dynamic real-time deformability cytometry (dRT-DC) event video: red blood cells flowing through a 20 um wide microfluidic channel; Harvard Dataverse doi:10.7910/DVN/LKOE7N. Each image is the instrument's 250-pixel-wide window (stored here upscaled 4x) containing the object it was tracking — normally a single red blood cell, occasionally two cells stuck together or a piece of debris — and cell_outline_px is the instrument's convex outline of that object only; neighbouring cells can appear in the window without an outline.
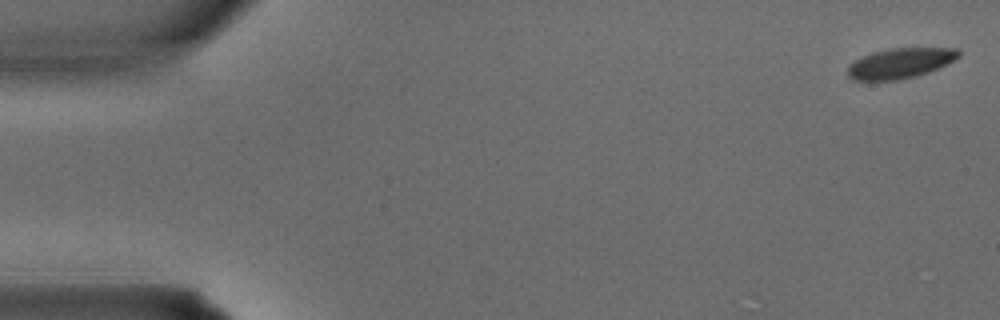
{"species": "common noctule bat (a hibernating species)", "species_latin": "Nyctalus noctula", "temperature_condition": "warm", "stored_images_in_passage": 3, "camera_frame_rate_fps": 3000, "um_per_image_px": 0.085, "animal": {"sex": "male", "body_mass_g": 15.6}, "frame": {"image": 1, "passage_image": 1, "time_ms": 0.0, "image_size_px": [1000, 320], "cell_outline_px": [[960, 56], [928, 72], [916, 76], [896, 80], [852, 80], [848, 76], [848, 64], [872, 52], [888, 48], [956, 48], [960, 52]], "centroid_in_image_um": [76.48, 5.37], "position_along_channel_um": 8.5, "area_um2": 19.31}}